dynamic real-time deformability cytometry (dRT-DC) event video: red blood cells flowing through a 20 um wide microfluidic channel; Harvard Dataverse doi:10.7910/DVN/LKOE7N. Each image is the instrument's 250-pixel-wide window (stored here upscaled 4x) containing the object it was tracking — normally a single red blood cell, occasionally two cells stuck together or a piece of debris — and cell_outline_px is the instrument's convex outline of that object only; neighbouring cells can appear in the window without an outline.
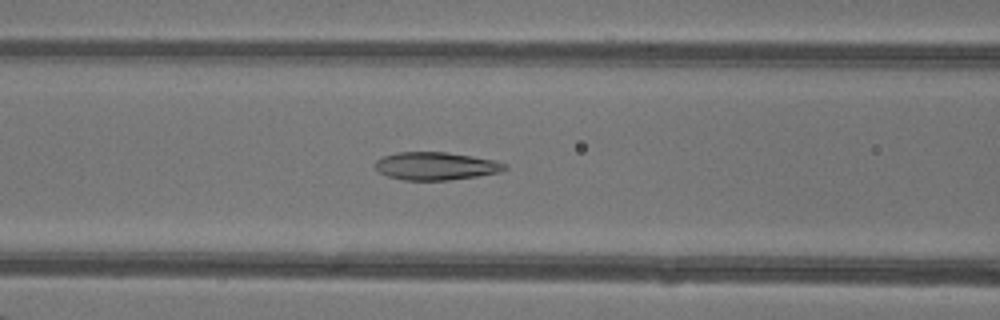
{"species": "common noctule bat (a hibernating species)", "species_latin": "Nyctalus noctula", "temperature_condition": "warm", "stored_images_in_passage": 33, "camera_frame_rate_fps": 3000, "um_per_image_px": 0.085, "animal": {"sex": "female"}, "frame": {"image": 1, "passage_image": 6, "time_ms": 1.667, "image_size_px": [1000, 320], "cell_outline_px": [[508, 168], [500, 172], [476, 176], [448, 180], [404, 180], [388, 176], [380, 172], [376, 168], [376, 160], [384, 156], [396, 152], [448, 152], [472, 156], [492, 160], [508, 164]], "centroid_in_image_um": [37.06, 14.11], "position_along_channel_um": 129.5, "area_um2": 20.92}}
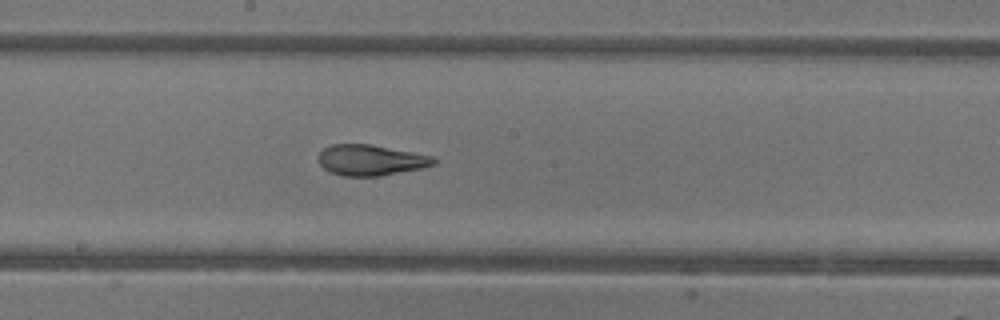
{"frame": {"image": 2, "passage_image": 12, "time_ms": 3.667, "image_size_px": [1000, 320], "cell_outline_px": [[436, 164], [424, 168], [380, 176], [344, 176], [328, 172], [320, 164], [316, 156], [324, 148], [332, 144], [368, 144], [412, 152], [432, 156], [436, 160]], "centroid_in_image_um": [31.49, 13.62], "position_along_channel_um": 216.7, "area_um2": 20.75}}
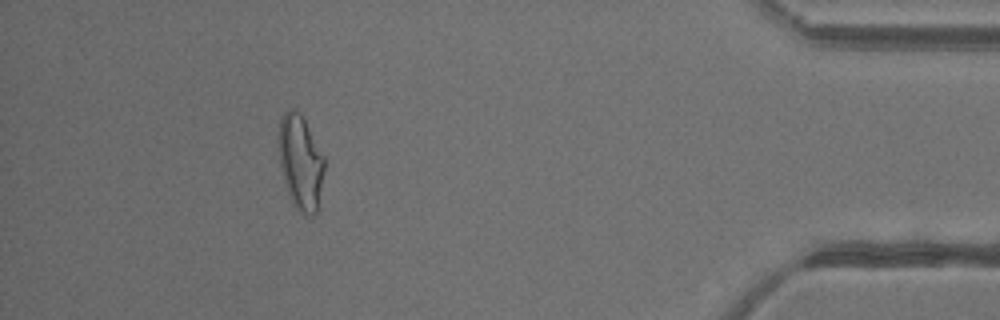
{"frame": {"image": 3, "passage_image": 29, "time_ms": 9.333, "image_size_px": [1000, 320], "cell_outline_px": [[324, 172], [320, 208], [312, 216], [304, 216], [292, 204], [284, 180], [280, 164], [276, 140], [276, 132], [280, 116], [288, 108], [296, 108], [300, 112], [324, 156]], "centroid_in_image_um": [25.53, 13.78], "position_along_channel_um": 409.7, "area_um2": 26.18}, "authors_computed_cell_mechanics": {"area_um2": 21.6172, "velocity_mm_per_s": 4.3583, "shape_relaxation_time_tau1_ms": null, "shape_relaxation_time_tau2_ms": 1.4664, "deformation_change_tau1": null, "deformation_change_tau2": 0.0797}}